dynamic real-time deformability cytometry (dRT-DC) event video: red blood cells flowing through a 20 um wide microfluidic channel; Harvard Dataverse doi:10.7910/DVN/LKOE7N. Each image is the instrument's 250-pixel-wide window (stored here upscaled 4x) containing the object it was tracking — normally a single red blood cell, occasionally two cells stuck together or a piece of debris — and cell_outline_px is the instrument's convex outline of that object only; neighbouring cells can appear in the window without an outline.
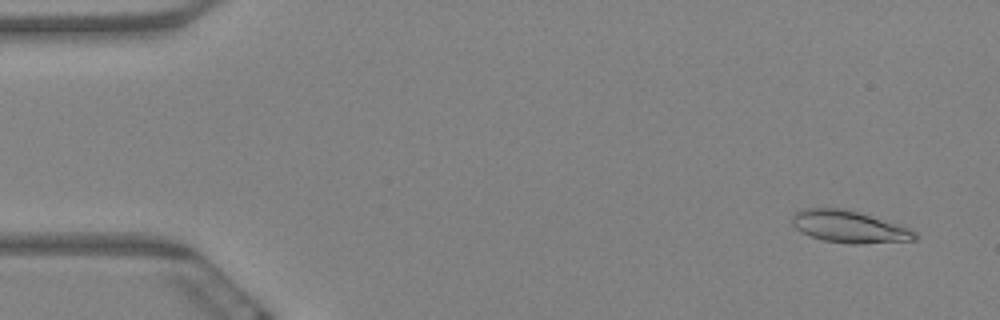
{"species": "Egyptian fruit bat (a non-hibernating species)", "species_latin": "Rousettus aegyptiacus", "temperature_condition": "warm", "stored_images_in_passage": 5, "camera_frame_rate_fps": 3000, "um_per_image_px": 0.085, "animal": {"sex": "female"}, "frame": {"image": 1, "passage_image": 1, "time_ms": 0.0, "image_size_px": [1000, 320], "cell_outline_px": [[916, 240], [856, 244], [852, 244], [824, 240], [812, 236], [796, 228], [792, 224], [792, 216], [796, 212], [804, 208], [844, 208], [908, 228], [916, 232]], "centroid_in_image_um": [72.15, 19.27], "position_along_channel_um": 12.8, "area_um2": 22.37}}
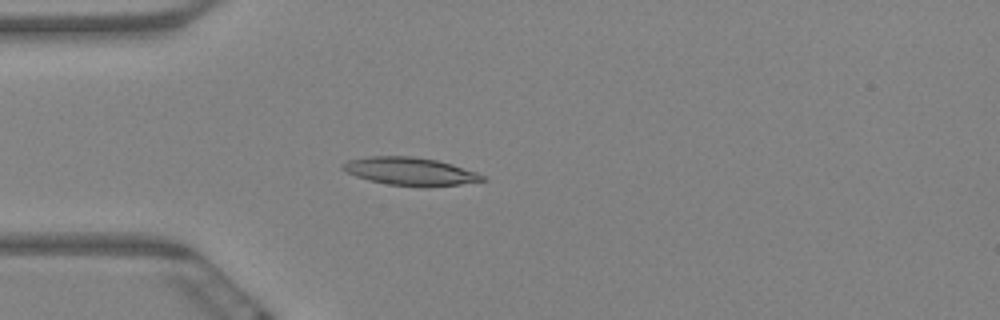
{"frame": {"image": 2, "passage_image": 5, "time_ms": 1.333, "image_size_px": [1000, 320], "cell_outline_px": [[488, 180], [460, 184], [428, 188], [420, 188], [388, 184], [368, 180], [356, 176], [340, 168], [340, 164], [348, 160], [368, 156], [412, 156], [436, 160], [452, 164], [476, 172], [484, 176]], "centroid_in_image_um": [34.86, 14.58], "position_along_channel_um": 50.1, "area_um2": 23.06}}